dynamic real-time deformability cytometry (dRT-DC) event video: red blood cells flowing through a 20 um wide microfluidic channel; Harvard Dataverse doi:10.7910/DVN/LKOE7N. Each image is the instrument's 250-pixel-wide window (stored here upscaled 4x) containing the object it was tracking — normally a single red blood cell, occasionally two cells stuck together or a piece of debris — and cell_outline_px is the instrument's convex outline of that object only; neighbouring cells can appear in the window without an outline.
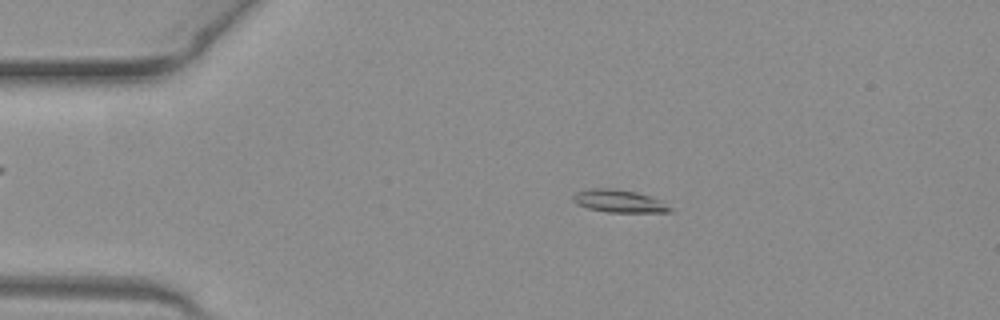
{"species": "common noctule bat (a hibernating species)", "species_latin": "Nyctalus noctula", "temperature_condition": "warm", "stored_images_in_passage": 50, "camera_frame_rate_fps": 3000, "um_per_image_px": 0.085, "animal": {"sex": "female", "body_mass_g": 19.3, "forearm_length_mm": 54.1}, "frame": {"image": 1, "passage_image": 10, "time_ms": 3.0, "image_size_px": [1000, 320], "cell_outline_px": [[672, 212], [608, 212], [588, 208], [576, 204], [572, 200], [572, 196], [576, 192], [592, 188], [612, 188], [636, 192], [664, 200], [672, 208]], "centroid_in_image_um": [52.65, 17.09], "position_along_channel_um": 32.3, "area_um2": 12.95}}
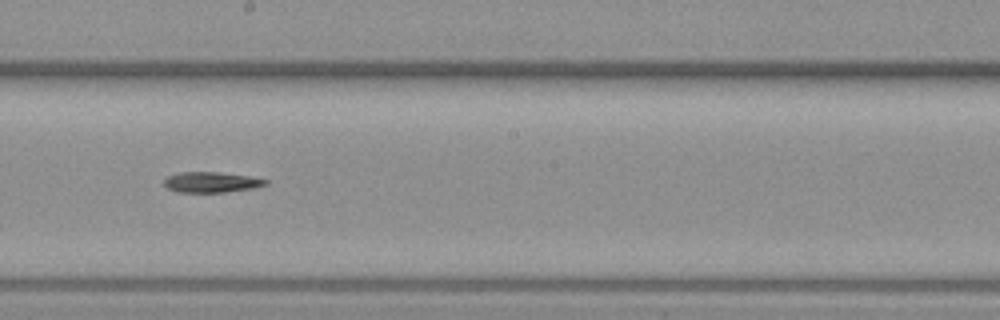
{"frame": {"image": 2, "passage_image": 28, "time_ms": 9.0, "image_size_px": [1000, 320], "cell_outline_px": [[268, 184], [256, 188], [224, 192], [176, 192], [168, 188], [164, 184], [164, 180], [168, 176], [180, 172], [216, 172], [252, 176], [268, 180]], "centroid_in_image_um": [18.0, 15.49], "position_along_channel_um": 230.2, "area_um2": 12.2}}
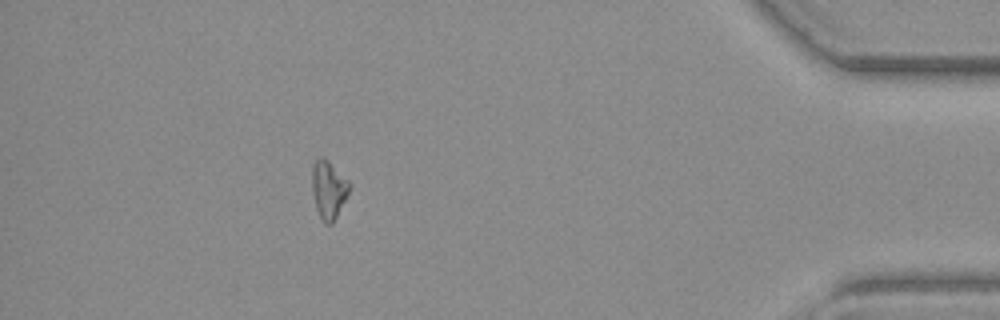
{"frame": {"image": 3, "passage_image": 45, "time_ms": 14.667, "image_size_px": [1000, 320], "cell_outline_px": [[352, 184], [332, 224], [324, 224], [316, 208], [312, 192], [312, 164], [320, 156], [324, 156]], "centroid_in_image_um": [27.91, 16.08], "position_along_channel_um": 407.3, "area_um2": 12.54}, "authors_computed_cell_mechanics": {"area_um2": 12.7738, "velocity_mm_per_s": 4.0922, "shape_relaxation_time_tau1_ms": 4.2605, "shape_relaxation_time_tau2_ms": null, "deformation_change_tau1": 0.1853, "deformation_change_tau2": null}}